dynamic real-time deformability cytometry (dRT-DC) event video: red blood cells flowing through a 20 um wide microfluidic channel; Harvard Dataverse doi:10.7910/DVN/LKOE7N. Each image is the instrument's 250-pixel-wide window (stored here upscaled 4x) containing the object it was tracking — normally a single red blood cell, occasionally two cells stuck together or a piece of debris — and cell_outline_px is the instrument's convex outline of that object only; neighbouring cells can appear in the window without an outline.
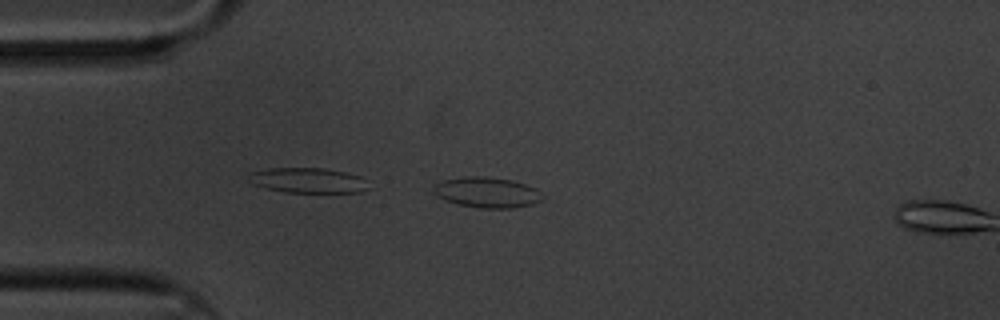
{"species": "common noctule bat (a hibernating species)", "species_latin": "Nyctalus noctula", "temperature_condition": "cold", "stored_images_in_passage": 3, "camera_frame_rate_fps": 3000, "um_per_image_px": 0.085, "animal": {"sex": "male", "body_mass_g": 20.1, "forearm_length_mm": 53.5}, "frame": {"image": 1, "passage_image": 1, "time_ms": 0.0, "image_size_px": [1000, 320], "cell_outline_px": [[544, 196], [540, 200], [532, 204], [512, 208], [480, 208], [460, 204], [444, 200], [436, 196], [432, 192], [432, 184], [444, 180], [464, 176], [484, 176], [512, 180], [536, 188]], "centroid_in_image_um": [41.34, 16.34], "position_along_channel_um": 43.7, "area_um2": 19.48}}